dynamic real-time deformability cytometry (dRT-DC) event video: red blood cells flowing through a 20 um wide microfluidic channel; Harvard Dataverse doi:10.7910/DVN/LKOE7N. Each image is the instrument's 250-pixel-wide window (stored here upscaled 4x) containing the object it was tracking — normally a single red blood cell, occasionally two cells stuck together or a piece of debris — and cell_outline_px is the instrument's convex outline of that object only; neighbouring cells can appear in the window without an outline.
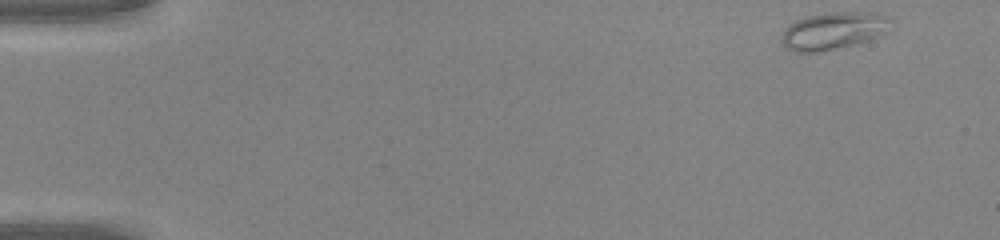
{"species": "common noctule bat (a hibernating species)", "species_latin": "Nyctalus noctula", "temperature_condition": "warm", "stored_images_in_passage": 42, "camera_frame_rate_fps": 3000, "um_per_image_px": 0.085, "animal": {"sex": "male", "body_mass_g": 20.0, "forearm_length_mm": 53.3}, "frame": {"image": 1, "passage_image": 1, "time_ms": 0.0, "image_size_px": [1000, 240], "cell_outline_px": [[892, 20], [888, 32], [852, 44], [816, 52], [796, 52], [784, 48], [780, 40], [784, 28], [788, 24], [796, 20], [808, 16], [836, 12], [876, 12], [888, 16]], "centroid_in_image_um": [70.81, 2.6], "position_along_channel_um": 14.2, "area_um2": 23.64}}
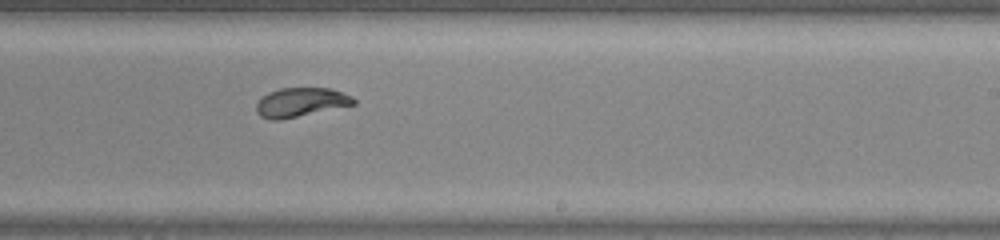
{"frame": {"image": 2, "passage_image": 27, "time_ms": 8.667, "image_size_px": [1000, 240], "cell_outline_px": [[356, 104], [280, 120], [268, 120], [260, 116], [256, 112], [256, 104], [268, 92], [280, 88], [328, 88], [352, 96], [356, 100]], "centroid_in_image_um": [25.54, 8.7], "position_along_channel_um": 263.5, "area_um2": 16.42}}
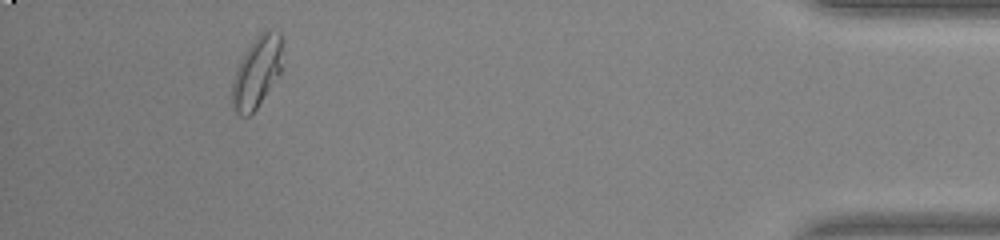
{"frame": {"image": 3, "passage_image": 41, "time_ms": 13.333, "image_size_px": [1000, 240], "cell_outline_px": [[284, 44], [280, 72], [256, 108], [248, 116], [240, 116], [232, 108], [232, 84], [236, 68], [240, 60], [256, 36], [264, 28], [272, 28], [280, 32], [284, 40]], "centroid_in_image_um": [21.86, 6.04], "position_along_channel_um": 413.3, "area_um2": 21.1}}